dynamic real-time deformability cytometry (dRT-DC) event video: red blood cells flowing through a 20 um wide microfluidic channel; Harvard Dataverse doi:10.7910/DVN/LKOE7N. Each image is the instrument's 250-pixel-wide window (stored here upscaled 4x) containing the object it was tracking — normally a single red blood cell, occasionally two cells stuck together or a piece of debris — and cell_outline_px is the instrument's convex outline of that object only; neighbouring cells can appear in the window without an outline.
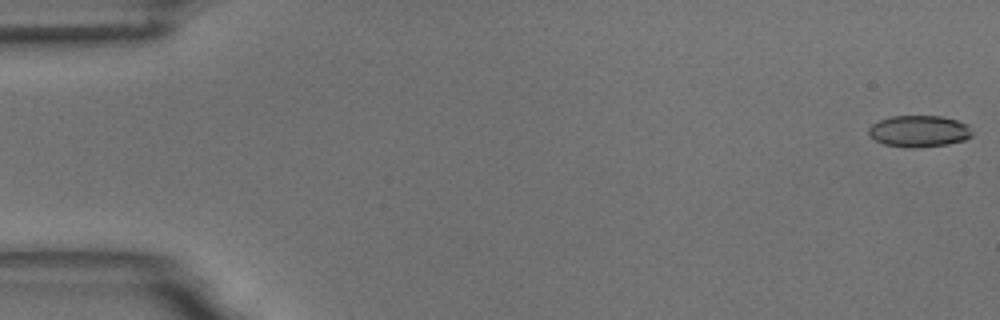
{"species": "common noctule bat (a hibernating species)", "species_latin": "Nyctalus noctula", "temperature_condition": "room temperature", "stored_images_in_passage": 3, "camera_frame_rate_fps": 3000, "um_per_image_px": 0.085, "animal": {"sex": "male", "body_mass_g": 18.8}, "frame": {"image": 1, "passage_image": 1, "time_ms": 0.0, "image_size_px": [1000, 320], "cell_outline_px": [[972, 136], [964, 140], [948, 144], [920, 148], [904, 148], [884, 144], [876, 140], [868, 132], [868, 128], [872, 124], [880, 120], [892, 116], [940, 116], [956, 120], [968, 124], [972, 132]], "centroid_in_image_um": [78.13, 11.16], "position_along_channel_um": 6.9, "area_um2": 19.13}}